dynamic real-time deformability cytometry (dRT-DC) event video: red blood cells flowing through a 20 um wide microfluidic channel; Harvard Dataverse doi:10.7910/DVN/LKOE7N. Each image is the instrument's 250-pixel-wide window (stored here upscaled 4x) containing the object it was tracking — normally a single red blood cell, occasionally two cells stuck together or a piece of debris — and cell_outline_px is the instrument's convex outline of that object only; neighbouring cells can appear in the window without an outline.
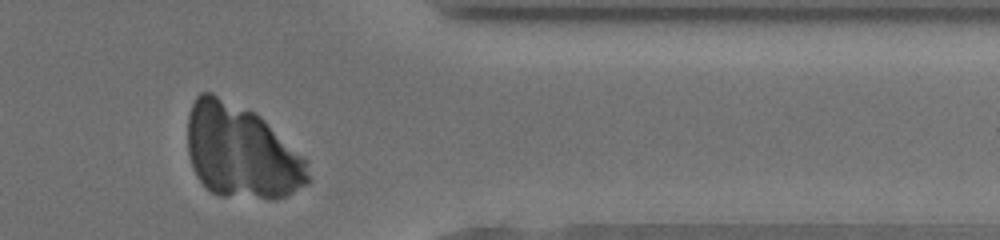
{"species": "human", "species_latin": "Homo sapiens", "temperature_condition": "cold", "stored_images_in_passage": 28, "camera_frame_rate_fps": 3000, "um_per_image_px": 0.085, "donor": {"sex": "male"}, "frame": {"image": 1, "passage_image": 26, "time_ms": 8.333, "image_size_px": [1000, 240], "cell_outline_px": [[312, 180], [308, 184], [288, 196], [276, 200], [268, 200], [220, 196], [212, 192], [196, 176], [192, 168], [188, 152], [188, 116], [192, 104], [196, 96], [200, 92], [212, 92], [256, 112], [308, 160]], "centroid_in_image_um": [20.55, 12.92], "position_along_channel_um": 390.9, "area_um2": 66.99}}